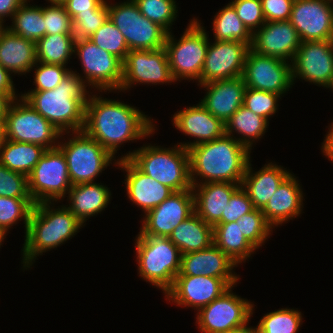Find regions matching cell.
<instances>
[{"label":"cell","mask_w":333,"mask_h":333,"mask_svg":"<svg viewBox=\"0 0 333 333\" xmlns=\"http://www.w3.org/2000/svg\"><path fill=\"white\" fill-rule=\"evenodd\" d=\"M152 121L134 106L95 94L88 96L83 131L116 157L124 142L143 140L155 133Z\"/></svg>","instance_id":"cell-1"},{"label":"cell","mask_w":333,"mask_h":333,"mask_svg":"<svg viewBox=\"0 0 333 333\" xmlns=\"http://www.w3.org/2000/svg\"><path fill=\"white\" fill-rule=\"evenodd\" d=\"M188 153L192 186L209 182L242 184L251 157V151L246 146L226 134L192 146L188 148ZM198 176L202 180L197 179Z\"/></svg>","instance_id":"cell-2"},{"label":"cell","mask_w":333,"mask_h":333,"mask_svg":"<svg viewBox=\"0 0 333 333\" xmlns=\"http://www.w3.org/2000/svg\"><path fill=\"white\" fill-rule=\"evenodd\" d=\"M75 72L71 70L52 90L28 91L20 95L55 128L68 136L71 132L83 130L85 106L90 95L80 74Z\"/></svg>","instance_id":"cell-3"},{"label":"cell","mask_w":333,"mask_h":333,"mask_svg":"<svg viewBox=\"0 0 333 333\" xmlns=\"http://www.w3.org/2000/svg\"><path fill=\"white\" fill-rule=\"evenodd\" d=\"M52 203H36L30 213L22 249L24 269L31 268L37 256L74 237L85 225L65 205L54 209Z\"/></svg>","instance_id":"cell-4"},{"label":"cell","mask_w":333,"mask_h":333,"mask_svg":"<svg viewBox=\"0 0 333 333\" xmlns=\"http://www.w3.org/2000/svg\"><path fill=\"white\" fill-rule=\"evenodd\" d=\"M127 158L140 171L174 192L192 189L188 149L179 144L171 148L143 145L117 160Z\"/></svg>","instance_id":"cell-5"},{"label":"cell","mask_w":333,"mask_h":333,"mask_svg":"<svg viewBox=\"0 0 333 333\" xmlns=\"http://www.w3.org/2000/svg\"><path fill=\"white\" fill-rule=\"evenodd\" d=\"M138 274L165 294L180 272L181 252L168 237L137 235Z\"/></svg>","instance_id":"cell-6"},{"label":"cell","mask_w":333,"mask_h":333,"mask_svg":"<svg viewBox=\"0 0 333 333\" xmlns=\"http://www.w3.org/2000/svg\"><path fill=\"white\" fill-rule=\"evenodd\" d=\"M197 18H192L179 40L168 33L164 48L170 71L176 81L197 80L200 85L202 67L209 46V35ZM188 78V79H187Z\"/></svg>","instance_id":"cell-7"},{"label":"cell","mask_w":333,"mask_h":333,"mask_svg":"<svg viewBox=\"0 0 333 333\" xmlns=\"http://www.w3.org/2000/svg\"><path fill=\"white\" fill-rule=\"evenodd\" d=\"M70 135L74 136L59 142L58 147L66 157L71 184L94 182L116 157L83 130Z\"/></svg>","instance_id":"cell-8"},{"label":"cell","mask_w":333,"mask_h":333,"mask_svg":"<svg viewBox=\"0 0 333 333\" xmlns=\"http://www.w3.org/2000/svg\"><path fill=\"white\" fill-rule=\"evenodd\" d=\"M3 125L5 139L15 142L33 143L45 149L58 147V139L60 137V139L64 138L62 137L64 136L63 133L39 114L21 96L16 98L10 106Z\"/></svg>","instance_id":"cell-9"},{"label":"cell","mask_w":333,"mask_h":333,"mask_svg":"<svg viewBox=\"0 0 333 333\" xmlns=\"http://www.w3.org/2000/svg\"><path fill=\"white\" fill-rule=\"evenodd\" d=\"M108 18L123 34L129 50H157L165 45L168 33L143 16L133 0L108 3Z\"/></svg>","instance_id":"cell-10"},{"label":"cell","mask_w":333,"mask_h":333,"mask_svg":"<svg viewBox=\"0 0 333 333\" xmlns=\"http://www.w3.org/2000/svg\"><path fill=\"white\" fill-rule=\"evenodd\" d=\"M28 191L34 204L57 202L72 187L67 161L59 147L47 149L27 176Z\"/></svg>","instance_id":"cell-11"},{"label":"cell","mask_w":333,"mask_h":333,"mask_svg":"<svg viewBox=\"0 0 333 333\" xmlns=\"http://www.w3.org/2000/svg\"><path fill=\"white\" fill-rule=\"evenodd\" d=\"M74 54L81 61L84 75L80 77L87 86L100 92L120 90L123 77L121 59L98 47L89 38L75 39Z\"/></svg>","instance_id":"cell-12"},{"label":"cell","mask_w":333,"mask_h":333,"mask_svg":"<svg viewBox=\"0 0 333 333\" xmlns=\"http://www.w3.org/2000/svg\"><path fill=\"white\" fill-rule=\"evenodd\" d=\"M232 286L196 314L202 333H228L249 323L254 304L232 292Z\"/></svg>","instance_id":"cell-13"},{"label":"cell","mask_w":333,"mask_h":333,"mask_svg":"<svg viewBox=\"0 0 333 333\" xmlns=\"http://www.w3.org/2000/svg\"><path fill=\"white\" fill-rule=\"evenodd\" d=\"M249 49L242 78L246 87L283 96L293 85L292 63Z\"/></svg>","instance_id":"cell-14"},{"label":"cell","mask_w":333,"mask_h":333,"mask_svg":"<svg viewBox=\"0 0 333 333\" xmlns=\"http://www.w3.org/2000/svg\"><path fill=\"white\" fill-rule=\"evenodd\" d=\"M175 82L171 75L165 48L157 50H130L123 61L120 92L134 84H166ZM151 83V84H150Z\"/></svg>","instance_id":"cell-15"},{"label":"cell","mask_w":333,"mask_h":333,"mask_svg":"<svg viewBox=\"0 0 333 333\" xmlns=\"http://www.w3.org/2000/svg\"><path fill=\"white\" fill-rule=\"evenodd\" d=\"M332 77L333 40L302 41L292 61L293 84L301 78L326 87Z\"/></svg>","instance_id":"cell-16"},{"label":"cell","mask_w":333,"mask_h":333,"mask_svg":"<svg viewBox=\"0 0 333 333\" xmlns=\"http://www.w3.org/2000/svg\"><path fill=\"white\" fill-rule=\"evenodd\" d=\"M194 212L193 190L174 192L143 216L138 235L169 237L174 228Z\"/></svg>","instance_id":"cell-17"},{"label":"cell","mask_w":333,"mask_h":333,"mask_svg":"<svg viewBox=\"0 0 333 333\" xmlns=\"http://www.w3.org/2000/svg\"><path fill=\"white\" fill-rule=\"evenodd\" d=\"M212 44V45H211ZM250 46L238 41L209 42L202 67L200 85L242 76Z\"/></svg>","instance_id":"cell-18"},{"label":"cell","mask_w":333,"mask_h":333,"mask_svg":"<svg viewBox=\"0 0 333 333\" xmlns=\"http://www.w3.org/2000/svg\"><path fill=\"white\" fill-rule=\"evenodd\" d=\"M289 21L301 41L333 40V4L326 0H294Z\"/></svg>","instance_id":"cell-19"},{"label":"cell","mask_w":333,"mask_h":333,"mask_svg":"<svg viewBox=\"0 0 333 333\" xmlns=\"http://www.w3.org/2000/svg\"><path fill=\"white\" fill-rule=\"evenodd\" d=\"M230 286L222 279L205 275H177L172 287L165 293L166 300L176 306L197 310L220 297Z\"/></svg>","instance_id":"cell-20"},{"label":"cell","mask_w":333,"mask_h":333,"mask_svg":"<svg viewBox=\"0 0 333 333\" xmlns=\"http://www.w3.org/2000/svg\"><path fill=\"white\" fill-rule=\"evenodd\" d=\"M301 42L289 20L267 21L252 35L250 48L256 53L292 63Z\"/></svg>","instance_id":"cell-21"},{"label":"cell","mask_w":333,"mask_h":333,"mask_svg":"<svg viewBox=\"0 0 333 333\" xmlns=\"http://www.w3.org/2000/svg\"><path fill=\"white\" fill-rule=\"evenodd\" d=\"M238 264L212 243L208 248L181 255V267L178 275H205L222 278L230 287H234L239 275L233 272Z\"/></svg>","instance_id":"cell-22"},{"label":"cell","mask_w":333,"mask_h":333,"mask_svg":"<svg viewBox=\"0 0 333 333\" xmlns=\"http://www.w3.org/2000/svg\"><path fill=\"white\" fill-rule=\"evenodd\" d=\"M173 126L187 136L195 138L193 142L180 146L188 149L201 143L218 139L225 134V124L212 115L200 102L177 111L172 117Z\"/></svg>","instance_id":"cell-23"},{"label":"cell","mask_w":333,"mask_h":333,"mask_svg":"<svg viewBox=\"0 0 333 333\" xmlns=\"http://www.w3.org/2000/svg\"><path fill=\"white\" fill-rule=\"evenodd\" d=\"M114 165L126 171L124 182L127 196L144 211V215L174 193L169 187L140 171L128 158L119 159Z\"/></svg>","instance_id":"cell-24"},{"label":"cell","mask_w":333,"mask_h":333,"mask_svg":"<svg viewBox=\"0 0 333 333\" xmlns=\"http://www.w3.org/2000/svg\"><path fill=\"white\" fill-rule=\"evenodd\" d=\"M207 90L201 104L224 124L243 105L246 85L242 76L200 85Z\"/></svg>","instance_id":"cell-25"},{"label":"cell","mask_w":333,"mask_h":333,"mask_svg":"<svg viewBox=\"0 0 333 333\" xmlns=\"http://www.w3.org/2000/svg\"><path fill=\"white\" fill-rule=\"evenodd\" d=\"M296 178L290 174L261 210L273 228L298 217L303 211V191Z\"/></svg>","instance_id":"cell-26"},{"label":"cell","mask_w":333,"mask_h":333,"mask_svg":"<svg viewBox=\"0 0 333 333\" xmlns=\"http://www.w3.org/2000/svg\"><path fill=\"white\" fill-rule=\"evenodd\" d=\"M241 186L230 182H209L192 186L195 213L214 226L225 214L232 194Z\"/></svg>","instance_id":"cell-27"},{"label":"cell","mask_w":333,"mask_h":333,"mask_svg":"<svg viewBox=\"0 0 333 333\" xmlns=\"http://www.w3.org/2000/svg\"><path fill=\"white\" fill-rule=\"evenodd\" d=\"M251 166V160H249L241 186L249 195L253 206L262 210L291 172L272 162L265 164L254 173Z\"/></svg>","instance_id":"cell-28"},{"label":"cell","mask_w":333,"mask_h":333,"mask_svg":"<svg viewBox=\"0 0 333 333\" xmlns=\"http://www.w3.org/2000/svg\"><path fill=\"white\" fill-rule=\"evenodd\" d=\"M36 62V44L7 28L0 38V64L11 74L25 75Z\"/></svg>","instance_id":"cell-29"},{"label":"cell","mask_w":333,"mask_h":333,"mask_svg":"<svg viewBox=\"0 0 333 333\" xmlns=\"http://www.w3.org/2000/svg\"><path fill=\"white\" fill-rule=\"evenodd\" d=\"M109 191L102 183L74 184L68 191L70 202L66 207L84 224L91 216L105 210L112 195Z\"/></svg>","instance_id":"cell-30"},{"label":"cell","mask_w":333,"mask_h":333,"mask_svg":"<svg viewBox=\"0 0 333 333\" xmlns=\"http://www.w3.org/2000/svg\"><path fill=\"white\" fill-rule=\"evenodd\" d=\"M168 238L181 254L200 251L213 243V226L194 212L175 227Z\"/></svg>","instance_id":"cell-31"},{"label":"cell","mask_w":333,"mask_h":333,"mask_svg":"<svg viewBox=\"0 0 333 333\" xmlns=\"http://www.w3.org/2000/svg\"><path fill=\"white\" fill-rule=\"evenodd\" d=\"M213 243L238 265L256 251L241 232L240 219L231 223H216L213 226Z\"/></svg>","instance_id":"cell-32"},{"label":"cell","mask_w":333,"mask_h":333,"mask_svg":"<svg viewBox=\"0 0 333 333\" xmlns=\"http://www.w3.org/2000/svg\"><path fill=\"white\" fill-rule=\"evenodd\" d=\"M46 150L37 144L5 139L0 150V164L28 176Z\"/></svg>","instance_id":"cell-33"},{"label":"cell","mask_w":333,"mask_h":333,"mask_svg":"<svg viewBox=\"0 0 333 333\" xmlns=\"http://www.w3.org/2000/svg\"><path fill=\"white\" fill-rule=\"evenodd\" d=\"M268 126L264 117L242 105L225 123V134L234 137L233 132L238 133L241 138L235 139L251 151L255 140L264 136Z\"/></svg>","instance_id":"cell-34"},{"label":"cell","mask_w":333,"mask_h":333,"mask_svg":"<svg viewBox=\"0 0 333 333\" xmlns=\"http://www.w3.org/2000/svg\"><path fill=\"white\" fill-rule=\"evenodd\" d=\"M73 34H46L36 44L37 62L66 66L74 53Z\"/></svg>","instance_id":"cell-35"},{"label":"cell","mask_w":333,"mask_h":333,"mask_svg":"<svg viewBox=\"0 0 333 333\" xmlns=\"http://www.w3.org/2000/svg\"><path fill=\"white\" fill-rule=\"evenodd\" d=\"M26 0L14 13L12 25L7 26L14 34L36 43L46 35L43 7L28 4Z\"/></svg>","instance_id":"cell-36"},{"label":"cell","mask_w":333,"mask_h":333,"mask_svg":"<svg viewBox=\"0 0 333 333\" xmlns=\"http://www.w3.org/2000/svg\"><path fill=\"white\" fill-rule=\"evenodd\" d=\"M212 24L214 40L238 41L247 43L251 47L252 34L245 27L230 3L216 13Z\"/></svg>","instance_id":"cell-37"},{"label":"cell","mask_w":333,"mask_h":333,"mask_svg":"<svg viewBox=\"0 0 333 333\" xmlns=\"http://www.w3.org/2000/svg\"><path fill=\"white\" fill-rule=\"evenodd\" d=\"M302 319L300 311L281 308L265 314L257 326L260 333H297Z\"/></svg>","instance_id":"cell-38"},{"label":"cell","mask_w":333,"mask_h":333,"mask_svg":"<svg viewBox=\"0 0 333 333\" xmlns=\"http://www.w3.org/2000/svg\"><path fill=\"white\" fill-rule=\"evenodd\" d=\"M34 202L31 198L0 197V229L7 234L11 226L24 221L25 234Z\"/></svg>","instance_id":"cell-39"},{"label":"cell","mask_w":333,"mask_h":333,"mask_svg":"<svg viewBox=\"0 0 333 333\" xmlns=\"http://www.w3.org/2000/svg\"><path fill=\"white\" fill-rule=\"evenodd\" d=\"M140 13L150 21L161 26L170 33L173 22L176 21L177 5L175 0H133Z\"/></svg>","instance_id":"cell-40"},{"label":"cell","mask_w":333,"mask_h":333,"mask_svg":"<svg viewBox=\"0 0 333 333\" xmlns=\"http://www.w3.org/2000/svg\"><path fill=\"white\" fill-rule=\"evenodd\" d=\"M89 39L122 61L130 51L123 34L109 18Z\"/></svg>","instance_id":"cell-41"},{"label":"cell","mask_w":333,"mask_h":333,"mask_svg":"<svg viewBox=\"0 0 333 333\" xmlns=\"http://www.w3.org/2000/svg\"><path fill=\"white\" fill-rule=\"evenodd\" d=\"M239 219L241 232L256 250L272 235L273 226L267 221L260 209L255 208Z\"/></svg>","instance_id":"cell-42"},{"label":"cell","mask_w":333,"mask_h":333,"mask_svg":"<svg viewBox=\"0 0 333 333\" xmlns=\"http://www.w3.org/2000/svg\"><path fill=\"white\" fill-rule=\"evenodd\" d=\"M108 19V2L86 13H77L72 18L75 39H85L93 35Z\"/></svg>","instance_id":"cell-43"},{"label":"cell","mask_w":333,"mask_h":333,"mask_svg":"<svg viewBox=\"0 0 333 333\" xmlns=\"http://www.w3.org/2000/svg\"><path fill=\"white\" fill-rule=\"evenodd\" d=\"M281 95L273 92L261 91L246 87L243 105L257 115L264 117L268 122L278 107Z\"/></svg>","instance_id":"cell-44"},{"label":"cell","mask_w":333,"mask_h":333,"mask_svg":"<svg viewBox=\"0 0 333 333\" xmlns=\"http://www.w3.org/2000/svg\"><path fill=\"white\" fill-rule=\"evenodd\" d=\"M33 67H36L32 68L35 70L33 83L36 87L31 89V91L54 89L72 70L71 68H66V66L41 62H36Z\"/></svg>","instance_id":"cell-45"},{"label":"cell","mask_w":333,"mask_h":333,"mask_svg":"<svg viewBox=\"0 0 333 333\" xmlns=\"http://www.w3.org/2000/svg\"><path fill=\"white\" fill-rule=\"evenodd\" d=\"M0 197L31 198L27 176L0 164Z\"/></svg>","instance_id":"cell-46"},{"label":"cell","mask_w":333,"mask_h":333,"mask_svg":"<svg viewBox=\"0 0 333 333\" xmlns=\"http://www.w3.org/2000/svg\"><path fill=\"white\" fill-rule=\"evenodd\" d=\"M43 17L46 34H73L72 18L63 4L50 3L43 7Z\"/></svg>","instance_id":"cell-47"},{"label":"cell","mask_w":333,"mask_h":333,"mask_svg":"<svg viewBox=\"0 0 333 333\" xmlns=\"http://www.w3.org/2000/svg\"><path fill=\"white\" fill-rule=\"evenodd\" d=\"M230 4L252 35L266 22L261 0H232Z\"/></svg>","instance_id":"cell-48"},{"label":"cell","mask_w":333,"mask_h":333,"mask_svg":"<svg viewBox=\"0 0 333 333\" xmlns=\"http://www.w3.org/2000/svg\"><path fill=\"white\" fill-rule=\"evenodd\" d=\"M255 207L251 202L249 195L245 189L240 186L231 196L228 206L225 209V214H222L221 219L217 223L236 222L243 215L253 211Z\"/></svg>","instance_id":"cell-49"},{"label":"cell","mask_w":333,"mask_h":333,"mask_svg":"<svg viewBox=\"0 0 333 333\" xmlns=\"http://www.w3.org/2000/svg\"><path fill=\"white\" fill-rule=\"evenodd\" d=\"M293 3L294 0H261L266 22L289 20Z\"/></svg>","instance_id":"cell-50"},{"label":"cell","mask_w":333,"mask_h":333,"mask_svg":"<svg viewBox=\"0 0 333 333\" xmlns=\"http://www.w3.org/2000/svg\"><path fill=\"white\" fill-rule=\"evenodd\" d=\"M105 0H66L64 5L66 12L73 18L77 13H86L98 8Z\"/></svg>","instance_id":"cell-51"},{"label":"cell","mask_w":333,"mask_h":333,"mask_svg":"<svg viewBox=\"0 0 333 333\" xmlns=\"http://www.w3.org/2000/svg\"><path fill=\"white\" fill-rule=\"evenodd\" d=\"M26 0H0V18H13L14 13Z\"/></svg>","instance_id":"cell-52"},{"label":"cell","mask_w":333,"mask_h":333,"mask_svg":"<svg viewBox=\"0 0 333 333\" xmlns=\"http://www.w3.org/2000/svg\"><path fill=\"white\" fill-rule=\"evenodd\" d=\"M19 97L16 93H0V124L4 123L10 106Z\"/></svg>","instance_id":"cell-53"},{"label":"cell","mask_w":333,"mask_h":333,"mask_svg":"<svg viewBox=\"0 0 333 333\" xmlns=\"http://www.w3.org/2000/svg\"><path fill=\"white\" fill-rule=\"evenodd\" d=\"M11 73L0 64V93H16Z\"/></svg>","instance_id":"cell-54"},{"label":"cell","mask_w":333,"mask_h":333,"mask_svg":"<svg viewBox=\"0 0 333 333\" xmlns=\"http://www.w3.org/2000/svg\"><path fill=\"white\" fill-rule=\"evenodd\" d=\"M329 131L326 133L324 142L322 143V153L328 157L329 161L333 163V122L329 125Z\"/></svg>","instance_id":"cell-55"},{"label":"cell","mask_w":333,"mask_h":333,"mask_svg":"<svg viewBox=\"0 0 333 333\" xmlns=\"http://www.w3.org/2000/svg\"><path fill=\"white\" fill-rule=\"evenodd\" d=\"M228 333H260L258 326L256 328L254 327H248L247 324H245L242 327L233 329L232 331Z\"/></svg>","instance_id":"cell-56"},{"label":"cell","mask_w":333,"mask_h":333,"mask_svg":"<svg viewBox=\"0 0 333 333\" xmlns=\"http://www.w3.org/2000/svg\"><path fill=\"white\" fill-rule=\"evenodd\" d=\"M4 140H5L4 125L0 124V150L2 149Z\"/></svg>","instance_id":"cell-57"},{"label":"cell","mask_w":333,"mask_h":333,"mask_svg":"<svg viewBox=\"0 0 333 333\" xmlns=\"http://www.w3.org/2000/svg\"><path fill=\"white\" fill-rule=\"evenodd\" d=\"M4 22L5 21L2 18H0V38H1L2 33L8 28L7 26L5 27L3 25Z\"/></svg>","instance_id":"cell-58"},{"label":"cell","mask_w":333,"mask_h":333,"mask_svg":"<svg viewBox=\"0 0 333 333\" xmlns=\"http://www.w3.org/2000/svg\"><path fill=\"white\" fill-rule=\"evenodd\" d=\"M4 238H6V234L0 229V248L3 244L2 242H4Z\"/></svg>","instance_id":"cell-59"},{"label":"cell","mask_w":333,"mask_h":333,"mask_svg":"<svg viewBox=\"0 0 333 333\" xmlns=\"http://www.w3.org/2000/svg\"><path fill=\"white\" fill-rule=\"evenodd\" d=\"M325 88H329L330 90H333V77L329 81L328 85Z\"/></svg>","instance_id":"cell-60"},{"label":"cell","mask_w":333,"mask_h":333,"mask_svg":"<svg viewBox=\"0 0 333 333\" xmlns=\"http://www.w3.org/2000/svg\"><path fill=\"white\" fill-rule=\"evenodd\" d=\"M65 1L66 0H48L49 3H58V4H62Z\"/></svg>","instance_id":"cell-61"},{"label":"cell","mask_w":333,"mask_h":333,"mask_svg":"<svg viewBox=\"0 0 333 333\" xmlns=\"http://www.w3.org/2000/svg\"><path fill=\"white\" fill-rule=\"evenodd\" d=\"M327 2H329L330 4H333V0H326Z\"/></svg>","instance_id":"cell-62"}]
</instances>
